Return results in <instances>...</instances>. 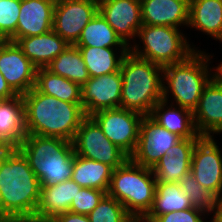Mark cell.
Returning a JSON list of instances; mask_svg holds the SVG:
<instances>
[{
    "label": "cell",
    "instance_id": "obj_1",
    "mask_svg": "<svg viewBox=\"0 0 222 222\" xmlns=\"http://www.w3.org/2000/svg\"><path fill=\"white\" fill-rule=\"evenodd\" d=\"M26 132L57 137L72 142L81 122L87 117L82 103H69L39 92L35 87L22 95Z\"/></svg>",
    "mask_w": 222,
    "mask_h": 222
},
{
    "label": "cell",
    "instance_id": "obj_2",
    "mask_svg": "<svg viewBox=\"0 0 222 222\" xmlns=\"http://www.w3.org/2000/svg\"><path fill=\"white\" fill-rule=\"evenodd\" d=\"M206 52L195 50L185 60L163 67L164 101L194 112L203 89L214 77L211 63L216 58L214 53Z\"/></svg>",
    "mask_w": 222,
    "mask_h": 222
},
{
    "label": "cell",
    "instance_id": "obj_3",
    "mask_svg": "<svg viewBox=\"0 0 222 222\" xmlns=\"http://www.w3.org/2000/svg\"><path fill=\"white\" fill-rule=\"evenodd\" d=\"M40 180L18 149H2L0 193L4 215L35 214L40 198Z\"/></svg>",
    "mask_w": 222,
    "mask_h": 222
},
{
    "label": "cell",
    "instance_id": "obj_4",
    "mask_svg": "<svg viewBox=\"0 0 222 222\" xmlns=\"http://www.w3.org/2000/svg\"><path fill=\"white\" fill-rule=\"evenodd\" d=\"M120 72V108L149 116L153 106L163 100V67L129 51L122 60Z\"/></svg>",
    "mask_w": 222,
    "mask_h": 222
},
{
    "label": "cell",
    "instance_id": "obj_5",
    "mask_svg": "<svg viewBox=\"0 0 222 222\" xmlns=\"http://www.w3.org/2000/svg\"><path fill=\"white\" fill-rule=\"evenodd\" d=\"M17 149L27 159L41 187L71 179L75 154L73 142L27 134Z\"/></svg>",
    "mask_w": 222,
    "mask_h": 222
},
{
    "label": "cell",
    "instance_id": "obj_6",
    "mask_svg": "<svg viewBox=\"0 0 222 222\" xmlns=\"http://www.w3.org/2000/svg\"><path fill=\"white\" fill-rule=\"evenodd\" d=\"M153 170L130 158L113 170L107 194L115 198L139 222L151 209L156 192Z\"/></svg>",
    "mask_w": 222,
    "mask_h": 222
},
{
    "label": "cell",
    "instance_id": "obj_7",
    "mask_svg": "<svg viewBox=\"0 0 222 222\" xmlns=\"http://www.w3.org/2000/svg\"><path fill=\"white\" fill-rule=\"evenodd\" d=\"M183 29L142 24L129 51L162 67L185 60L200 47L191 42ZM199 48V49H198Z\"/></svg>",
    "mask_w": 222,
    "mask_h": 222
},
{
    "label": "cell",
    "instance_id": "obj_8",
    "mask_svg": "<svg viewBox=\"0 0 222 222\" xmlns=\"http://www.w3.org/2000/svg\"><path fill=\"white\" fill-rule=\"evenodd\" d=\"M72 142L76 155L101 162L113 169L122 166L130 158L104 135L90 116L81 122Z\"/></svg>",
    "mask_w": 222,
    "mask_h": 222
},
{
    "label": "cell",
    "instance_id": "obj_9",
    "mask_svg": "<svg viewBox=\"0 0 222 222\" xmlns=\"http://www.w3.org/2000/svg\"><path fill=\"white\" fill-rule=\"evenodd\" d=\"M90 117L99 125L104 135L129 157L135 152L143 115L115 108L97 111Z\"/></svg>",
    "mask_w": 222,
    "mask_h": 222
},
{
    "label": "cell",
    "instance_id": "obj_10",
    "mask_svg": "<svg viewBox=\"0 0 222 222\" xmlns=\"http://www.w3.org/2000/svg\"><path fill=\"white\" fill-rule=\"evenodd\" d=\"M221 147L215 137L202 136L194 146L190 169L197 182L217 199L222 196Z\"/></svg>",
    "mask_w": 222,
    "mask_h": 222
},
{
    "label": "cell",
    "instance_id": "obj_11",
    "mask_svg": "<svg viewBox=\"0 0 222 222\" xmlns=\"http://www.w3.org/2000/svg\"><path fill=\"white\" fill-rule=\"evenodd\" d=\"M97 13L96 0H57L52 30L68 44L75 45L84 27Z\"/></svg>",
    "mask_w": 222,
    "mask_h": 222
},
{
    "label": "cell",
    "instance_id": "obj_12",
    "mask_svg": "<svg viewBox=\"0 0 222 222\" xmlns=\"http://www.w3.org/2000/svg\"><path fill=\"white\" fill-rule=\"evenodd\" d=\"M182 138L160 126L150 116H144L140 123L135 152L130 159L143 167L153 169L167 150Z\"/></svg>",
    "mask_w": 222,
    "mask_h": 222
},
{
    "label": "cell",
    "instance_id": "obj_13",
    "mask_svg": "<svg viewBox=\"0 0 222 222\" xmlns=\"http://www.w3.org/2000/svg\"><path fill=\"white\" fill-rule=\"evenodd\" d=\"M37 67L16 42L0 40V72L17 95H24L36 82Z\"/></svg>",
    "mask_w": 222,
    "mask_h": 222
},
{
    "label": "cell",
    "instance_id": "obj_14",
    "mask_svg": "<svg viewBox=\"0 0 222 222\" xmlns=\"http://www.w3.org/2000/svg\"><path fill=\"white\" fill-rule=\"evenodd\" d=\"M122 75L120 70L90 79L81 87V103L85 115L104 109L120 108Z\"/></svg>",
    "mask_w": 222,
    "mask_h": 222
},
{
    "label": "cell",
    "instance_id": "obj_15",
    "mask_svg": "<svg viewBox=\"0 0 222 222\" xmlns=\"http://www.w3.org/2000/svg\"><path fill=\"white\" fill-rule=\"evenodd\" d=\"M98 12L130 47L142 26L141 3L137 0H104L98 3Z\"/></svg>",
    "mask_w": 222,
    "mask_h": 222
},
{
    "label": "cell",
    "instance_id": "obj_16",
    "mask_svg": "<svg viewBox=\"0 0 222 222\" xmlns=\"http://www.w3.org/2000/svg\"><path fill=\"white\" fill-rule=\"evenodd\" d=\"M193 118L200 136L216 137L222 134V82L215 76L203 89Z\"/></svg>",
    "mask_w": 222,
    "mask_h": 222
},
{
    "label": "cell",
    "instance_id": "obj_17",
    "mask_svg": "<svg viewBox=\"0 0 222 222\" xmlns=\"http://www.w3.org/2000/svg\"><path fill=\"white\" fill-rule=\"evenodd\" d=\"M55 0H21L16 32L8 39L41 35L52 30Z\"/></svg>",
    "mask_w": 222,
    "mask_h": 222
},
{
    "label": "cell",
    "instance_id": "obj_18",
    "mask_svg": "<svg viewBox=\"0 0 222 222\" xmlns=\"http://www.w3.org/2000/svg\"><path fill=\"white\" fill-rule=\"evenodd\" d=\"M189 3L190 0H144L141 2L142 24L186 30L189 21Z\"/></svg>",
    "mask_w": 222,
    "mask_h": 222
},
{
    "label": "cell",
    "instance_id": "obj_19",
    "mask_svg": "<svg viewBox=\"0 0 222 222\" xmlns=\"http://www.w3.org/2000/svg\"><path fill=\"white\" fill-rule=\"evenodd\" d=\"M26 132L25 105L22 95L0 102V148L17 149Z\"/></svg>",
    "mask_w": 222,
    "mask_h": 222
},
{
    "label": "cell",
    "instance_id": "obj_20",
    "mask_svg": "<svg viewBox=\"0 0 222 222\" xmlns=\"http://www.w3.org/2000/svg\"><path fill=\"white\" fill-rule=\"evenodd\" d=\"M200 138L181 139L167 150L154 166L153 173L157 182L178 183L181 176L191 169L194 146Z\"/></svg>",
    "mask_w": 222,
    "mask_h": 222
},
{
    "label": "cell",
    "instance_id": "obj_21",
    "mask_svg": "<svg viewBox=\"0 0 222 222\" xmlns=\"http://www.w3.org/2000/svg\"><path fill=\"white\" fill-rule=\"evenodd\" d=\"M222 44V0H190L187 30Z\"/></svg>",
    "mask_w": 222,
    "mask_h": 222
},
{
    "label": "cell",
    "instance_id": "obj_22",
    "mask_svg": "<svg viewBox=\"0 0 222 222\" xmlns=\"http://www.w3.org/2000/svg\"><path fill=\"white\" fill-rule=\"evenodd\" d=\"M81 188L72 179L41 187L35 214L49 222L58 214L69 211L73 198Z\"/></svg>",
    "mask_w": 222,
    "mask_h": 222
},
{
    "label": "cell",
    "instance_id": "obj_23",
    "mask_svg": "<svg viewBox=\"0 0 222 222\" xmlns=\"http://www.w3.org/2000/svg\"><path fill=\"white\" fill-rule=\"evenodd\" d=\"M16 43L37 68H45L70 45L53 30L41 35L19 38Z\"/></svg>",
    "mask_w": 222,
    "mask_h": 222
},
{
    "label": "cell",
    "instance_id": "obj_24",
    "mask_svg": "<svg viewBox=\"0 0 222 222\" xmlns=\"http://www.w3.org/2000/svg\"><path fill=\"white\" fill-rule=\"evenodd\" d=\"M149 116L160 126L182 139L202 137L195 128L193 112L186 108L162 100L153 106Z\"/></svg>",
    "mask_w": 222,
    "mask_h": 222
},
{
    "label": "cell",
    "instance_id": "obj_25",
    "mask_svg": "<svg viewBox=\"0 0 222 222\" xmlns=\"http://www.w3.org/2000/svg\"><path fill=\"white\" fill-rule=\"evenodd\" d=\"M90 77L102 76L120 70L129 47L77 46Z\"/></svg>",
    "mask_w": 222,
    "mask_h": 222
},
{
    "label": "cell",
    "instance_id": "obj_26",
    "mask_svg": "<svg viewBox=\"0 0 222 222\" xmlns=\"http://www.w3.org/2000/svg\"><path fill=\"white\" fill-rule=\"evenodd\" d=\"M193 207L179 183L157 182L154 201L149 212L139 222H152L158 215Z\"/></svg>",
    "mask_w": 222,
    "mask_h": 222
},
{
    "label": "cell",
    "instance_id": "obj_27",
    "mask_svg": "<svg viewBox=\"0 0 222 222\" xmlns=\"http://www.w3.org/2000/svg\"><path fill=\"white\" fill-rule=\"evenodd\" d=\"M113 170L111 166L74 154L71 179L82 188H94L107 192Z\"/></svg>",
    "mask_w": 222,
    "mask_h": 222
},
{
    "label": "cell",
    "instance_id": "obj_28",
    "mask_svg": "<svg viewBox=\"0 0 222 222\" xmlns=\"http://www.w3.org/2000/svg\"><path fill=\"white\" fill-rule=\"evenodd\" d=\"M35 88L48 96L69 103H81V86L46 68H37Z\"/></svg>",
    "mask_w": 222,
    "mask_h": 222
},
{
    "label": "cell",
    "instance_id": "obj_29",
    "mask_svg": "<svg viewBox=\"0 0 222 222\" xmlns=\"http://www.w3.org/2000/svg\"><path fill=\"white\" fill-rule=\"evenodd\" d=\"M45 68L55 75L79 84L81 87L90 79L82 55L75 45H69Z\"/></svg>",
    "mask_w": 222,
    "mask_h": 222
},
{
    "label": "cell",
    "instance_id": "obj_30",
    "mask_svg": "<svg viewBox=\"0 0 222 222\" xmlns=\"http://www.w3.org/2000/svg\"><path fill=\"white\" fill-rule=\"evenodd\" d=\"M75 46L128 47L99 12L84 27Z\"/></svg>",
    "mask_w": 222,
    "mask_h": 222
},
{
    "label": "cell",
    "instance_id": "obj_31",
    "mask_svg": "<svg viewBox=\"0 0 222 222\" xmlns=\"http://www.w3.org/2000/svg\"><path fill=\"white\" fill-rule=\"evenodd\" d=\"M178 183L193 207L204 210L211 218L216 215L217 198L197 182L191 171L183 174Z\"/></svg>",
    "mask_w": 222,
    "mask_h": 222
},
{
    "label": "cell",
    "instance_id": "obj_32",
    "mask_svg": "<svg viewBox=\"0 0 222 222\" xmlns=\"http://www.w3.org/2000/svg\"><path fill=\"white\" fill-rule=\"evenodd\" d=\"M88 217L90 222H137L120 202L108 194L101 199Z\"/></svg>",
    "mask_w": 222,
    "mask_h": 222
},
{
    "label": "cell",
    "instance_id": "obj_33",
    "mask_svg": "<svg viewBox=\"0 0 222 222\" xmlns=\"http://www.w3.org/2000/svg\"><path fill=\"white\" fill-rule=\"evenodd\" d=\"M21 0H0V40H8L15 32Z\"/></svg>",
    "mask_w": 222,
    "mask_h": 222
},
{
    "label": "cell",
    "instance_id": "obj_34",
    "mask_svg": "<svg viewBox=\"0 0 222 222\" xmlns=\"http://www.w3.org/2000/svg\"><path fill=\"white\" fill-rule=\"evenodd\" d=\"M107 194L94 188H81L73 198L70 205V212L88 215L100 203L101 199Z\"/></svg>",
    "mask_w": 222,
    "mask_h": 222
},
{
    "label": "cell",
    "instance_id": "obj_35",
    "mask_svg": "<svg viewBox=\"0 0 222 222\" xmlns=\"http://www.w3.org/2000/svg\"><path fill=\"white\" fill-rule=\"evenodd\" d=\"M209 216L204 210L191 207L178 212L173 211L158 215L152 222H213V218Z\"/></svg>",
    "mask_w": 222,
    "mask_h": 222
},
{
    "label": "cell",
    "instance_id": "obj_36",
    "mask_svg": "<svg viewBox=\"0 0 222 222\" xmlns=\"http://www.w3.org/2000/svg\"><path fill=\"white\" fill-rule=\"evenodd\" d=\"M0 222H45L37 214H7L0 217Z\"/></svg>",
    "mask_w": 222,
    "mask_h": 222
},
{
    "label": "cell",
    "instance_id": "obj_37",
    "mask_svg": "<svg viewBox=\"0 0 222 222\" xmlns=\"http://www.w3.org/2000/svg\"><path fill=\"white\" fill-rule=\"evenodd\" d=\"M49 222H90L88 215L77 214L70 211L58 214Z\"/></svg>",
    "mask_w": 222,
    "mask_h": 222
},
{
    "label": "cell",
    "instance_id": "obj_38",
    "mask_svg": "<svg viewBox=\"0 0 222 222\" xmlns=\"http://www.w3.org/2000/svg\"><path fill=\"white\" fill-rule=\"evenodd\" d=\"M17 96V94L7 84L3 74L0 72V97L2 99H10Z\"/></svg>",
    "mask_w": 222,
    "mask_h": 222
},
{
    "label": "cell",
    "instance_id": "obj_39",
    "mask_svg": "<svg viewBox=\"0 0 222 222\" xmlns=\"http://www.w3.org/2000/svg\"><path fill=\"white\" fill-rule=\"evenodd\" d=\"M212 220L213 222H222V196L217 199L216 215Z\"/></svg>",
    "mask_w": 222,
    "mask_h": 222
},
{
    "label": "cell",
    "instance_id": "obj_40",
    "mask_svg": "<svg viewBox=\"0 0 222 222\" xmlns=\"http://www.w3.org/2000/svg\"><path fill=\"white\" fill-rule=\"evenodd\" d=\"M214 67V76L222 82V60Z\"/></svg>",
    "mask_w": 222,
    "mask_h": 222
},
{
    "label": "cell",
    "instance_id": "obj_41",
    "mask_svg": "<svg viewBox=\"0 0 222 222\" xmlns=\"http://www.w3.org/2000/svg\"><path fill=\"white\" fill-rule=\"evenodd\" d=\"M4 216V205L2 200V195L0 193V217Z\"/></svg>",
    "mask_w": 222,
    "mask_h": 222
}]
</instances>
